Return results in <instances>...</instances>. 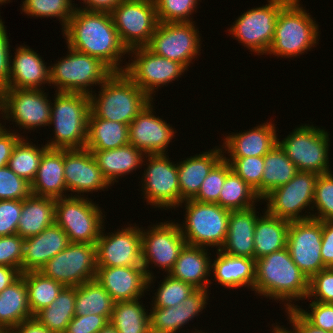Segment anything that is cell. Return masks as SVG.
I'll use <instances>...</instances> for the list:
<instances>
[{
	"instance_id": "obj_17",
	"label": "cell",
	"mask_w": 333,
	"mask_h": 333,
	"mask_svg": "<svg viewBox=\"0 0 333 333\" xmlns=\"http://www.w3.org/2000/svg\"><path fill=\"white\" fill-rule=\"evenodd\" d=\"M148 158V159H147ZM147 165L142 176L144 197L151 206L170 209L181 205L177 163L167 154L145 155Z\"/></svg>"
},
{
	"instance_id": "obj_14",
	"label": "cell",
	"mask_w": 333,
	"mask_h": 333,
	"mask_svg": "<svg viewBox=\"0 0 333 333\" xmlns=\"http://www.w3.org/2000/svg\"><path fill=\"white\" fill-rule=\"evenodd\" d=\"M97 271L96 245L72 243L41 269L44 276L52 278L64 287H77L94 280Z\"/></svg>"
},
{
	"instance_id": "obj_6",
	"label": "cell",
	"mask_w": 333,
	"mask_h": 333,
	"mask_svg": "<svg viewBox=\"0 0 333 333\" xmlns=\"http://www.w3.org/2000/svg\"><path fill=\"white\" fill-rule=\"evenodd\" d=\"M67 48L69 54L49 66L50 86L51 84L57 86L55 92L81 93L90 96L94 92L91 86L98 84L100 87L114 73L101 59L68 46Z\"/></svg>"
},
{
	"instance_id": "obj_36",
	"label": "cell",
	"mask_w": 333,
	"mask_h": 333,
	"mask_svg": "<svg viewBox=\"0 0 333 333\" xmlns=\"http://www.w3.org/2000/svg\"><path fill=\"white\" fill-rule=\"evenodd\" d=\"M32 317L25 280L20 276L0 293V327L9 332Z\"/></svg>"
},
{
	"instance_id": "obj_44",
	"label": "cell",
	"mask_w": 333,
	"mask_h": 333,
	"mask_svg": "<svg viewBox=\"0 0 333 333\" xmlns=\"http://www.w3.org/2000/svg\"><path fill=\"white\" fill-rule=\"evenodd\" d=\"M39 146L29 143L25 138H21L12 151L7 166L19 177L24 178L29 183L34 180L41 157L48 149V146Z\"/></svg>"
},
{
	"instance_id": "obj_48",
	"label": "cell",
	"mask_w": 333,
	"mask_h": 333,
	"mask_svg": "<svg viewBox=\"0 0 333 333\" xmlns=\"http://www.w3.org/2000/svg\"><path fill=\"white\" fill-rule=\"evenodd\" d=\"M198 1L200 2V0H154L158 22H195L189 16L196 11Z\"/></svg>"
},
{
	"instance_id": "obj_45",
	"label": "cell",
	"mask_w": 333,
	"mask_h": 333,
	"mask_svg": "<svg viewBox=\"0 0 333 333\" xmlns=\"http://www.w3.org/2000/svg\"><path fill=\"white\" fill-rule=\"evenodd\" d=\"M72 2L71 0H23L21 10L32 17L59 18L63 30L76 8Z\"/></svg>"
},
{
	"instance_id": "obj_58",
	"label": "cell",
	"mask_w": 333,
	"mask_h": 333,
	"mask_svg": "<svg viewBox=\"0 0 333 333\" xmlns=\"http://www.w3.org/2000/svg\"><path fill=\"white\" fill-rule=\"evenodd\" d=\"M0 124V168L7 166L12 151L17 142L22 138L21 134L6 130L4 125Z\"/></svg>"
},
{
	"instance_id": "obj_63",
	"label": "cell",
	"mask_w": 333,
	"mask_h": 333,
	"mask_svg": "<svg viewBox=\"0 0 333 333\" xmlns=\"http://www.w3.org/2000/svg\"><path fill=\"white\" fill-rule=\"evenodd\" d=\"M21 276V272L12 267L0 266V293Z\"/></svg>"
},
{
	"instance_id": "obj_52",
	"label": "cell",
	"mask_w": 333,
	"mask_h": 333,
	"mask_svg": "<svg viewBox=\"0 0 333 333\" xmlns=\"http://www.w3.org/2000/svg\"><path fill=\"white\" fill-rule=\"evenodd\" d=\"M309 308L306 311L296 305L294 308L309 324L323 329L324 331H333V304L311 301Z\"/></svg>"
},
{
	"instance_id": "obj_56",
	"label": "cell",
	"mask_w": 333,
	"mask_h": 333,
	"mask_svg": "<svg viewBox=\"0 0 333 333\" xmlns=\"http://www.w3.org/2000/svg\"><path fill=\"white\" fill-rule=\"evenodd\" d=\"M108 322L100 315H75L65 333H98Z\"/></svg>"
},
{
	"instance_id": "obj_47",
	"label": "cell",
	"mask_w": 333,
	"mask_h": 333,
	"mask_svg": "<svg viewBox=\"0 0 333 333\" xmlns=\"http://www.w3.org/2000/svg\"><path fill=\"white\" fill-rule=\"evenodd\" d=\"M231 170L240 176L261 198V180L264 171V156L227 157ZM229 158V159H228Z\"/></svg>"
},
{
	"instance_id": "obj_59",
	"label": "cell",
	"mask_w": 333,
	"mask_h": 333,
	"mask_svg": "<svg viewBox=\"0 0 333 333\" xmlns=\"http://www.w3.org/2000/svg\"><path fill=\"white\" fill-rule=\"evenodd\" d=\"M321 256L327 268H333V220L322 221Z\"/></svg>"
},
{
	"instance_id": "obj_37",
	"label": "cell",
	"mask_w": 333,
	"mask_h": 333,
	"mask_svg": "<svg viewBox=\"0 0 333 333\" xmlns=\"http://www.w3.org/2000/svg\"><path fill=\"white\" fill-rule=\"evenodd\" d=\"M129 144L128 125L96 117L91 111L88 118V150H111Z\"/></svg>"
},
{
	"instance_id": "obj_29",
	"label": "cell",
	"mask_w": 333,
	"mask_h": 333,
	"mask_svg": "<svg viewBox=\"0 0 333 333\" xmlns=\"http://www.w3.org/2000/svg\"><path fill=\"white\" fill-rule=\"evenodd\" d=\"M223 148L196 154L177 163L179 188L182 202L193 199L212 168L224 157ZM223 153V154H222Z\"/></svg>"
},
{
	"instance_id": "obj_7",
	"label": "cell",
	"mask_w": 333,
	"mask_h": 333,
	"mask_svg": "<svg viewBox=\"0 0 333 333\" xmlns=\"http://www.w3.org/2000/svg\"><path fill=\"white\" fill-rule=\"evenodd\" d=\"M182 203H185V224H179V227L186 244L204 248L216 246L220 250L226 240L231 211L217 203L193 199Z\"/></svg>"
},
{
	"instance_id": "obj_67",
	"label": "cell",
	"mask_w": 333,
	"mask_h": 333,
	"mask_svg": "<svg viewBox=\"0 0 333 333\" xmlns=\"http://www.w3.org/2000/svg\"><path fill=\"white\" fill-rule=\"evenodd\" d=\"M0 333H8L4 328L0 327Z\"/></svg>"
},
{
	"instance_id": "obj_24",
	"label": "cell",
	"mask_w": 333,
	"mask_h": 333,
	"mask_svg": "<svg viewBox=\"0 0 333 333\" xmlns=\"http://www.w3.org/2000/svg\"><path fill=\"white\" fill-rule=\"evenodd\" d=\"M208 290L196 289L182 303L167 308L152 307L149 313L151 333H177L205 309ZM192 319V320H191Z\"/></svg>"
},
{
	"instance_id": "obj_8",
	"label": "cell",
	"mask_w": 333,
	"mask_h": 333,
	"mask_svg": "<svg viewBox=\"0 0 333 333\" xmlns=\"http://www.w3.org/2000/svg\"><path fill=\"white\" fill-rule=\"evenodd\" d=\"M105 215L91 199L68 195L55 200V223L72 243L96 245L104 226Z\"/></svg>"
},
{
	"instance_id": "obj_38",
	"label": "cell",
	"mask_w": 333,
	"mask_h": 333,
	"mask_svg": "<svg viewBox=\"0 0 333 333\" xmlns=\"http://www.w3.org/2000/svg\"><path fill=\"white\" fill-rule=\"evenodd\" d=\"M297 167L277 143L264 155V171L261 180V200L274 189L288 183L297 173Z\"/></svg>"
},
{
	"instance_id": "obj_19",
	"label": "cell",
	"mask_w": 333,
	"mask_h": 333,
	"mask_svg": "<svg viewBox=\"0 0 333 333\" xmlns=\"http://www.w3.org/2000/svg\"><path fill=\"white\" fill-rule=\"evenodd\" d=\"M322 221L310 218L291 221L287 249L296 266L310 279L327 268L321 256Z\"/></svg>"
},
{
	"instance_id": "obj_57",
	"label": "cell",
	"mask_w": 333,
	"mask_h": 333,
	"mask_svg": "<svg viewBox=\"0 0 333 333\" xmlns=\"http://www.w3.org/2000/svg\"><path fill=\"white\" fill-rule=\"evenodd\" d=\"M1 18V16H0ZM2 19H0V91L4 89L10 78V63L12 55H10V42L9 37L3 24Z\"/></svg>"
},
{
	"instance_id": "obj_23",
	"label": "cell",
	"mask_w": 333,
	"mask_h": 333,
	"mask_svg": "<svg viewBox=\"0 0 333 333\" xmlns=\"http://www.w3.org/2000/svg\"><path fill=\"white\" fill-rule=\"evenodd\" d=\"M95 279L114 302L140 299L148 289V277L143 267H97Z\"/></svg>"
},
{
	"instance_id": "obj_10",
	"label": "cell",
	"mask_w": 333,
	"mask_h": 333,
	"mask_svg": "<svg viewBox=\"0 0 333 333\" xmlns=\"http://www.w3.org/2000/svg\"><path fill=\"white\" fill-rule=\"evenodd\" d=\"M110 14L127 51L146 47L159 23L154 0H122Z\"/></svg>"
},
{
	"instance_id": "obj_22",
	"label": "cell",
	"mask_w": 333,
	"mask_h": 333,
	"mask_svg": "<svg viewBox=\"0 0 333 333\" xmlns=\"http://www.w3.org/2000/svg\"><path fill=\"white\" fill-rule=\"evenodd\" d=\"M151 101L128 125L129 143L144 155L168 154V145L175 136L174 128L155 116Z\"/></svg>"
},
{
	"instance_id": "obj_60",
	"label": "cell",
	"mask_w": 333,
	"mask_h": 333,
	"mask_svg": "<svg viewBox=\"0 0 333 333\" xmlns=\"http://www.w3.org/2000/svg\"><path fill=\"white\" fill-rule=\"evenodd\" d=\"M285 312L288 314L289 322L293 327L290 329L293 333H331L323 329L316 328L309 324L294 308L287 309Z\"/></svg>"
},
{
	"instance_id": "obj_20",
	"label": "cell",
	"mask_w": 333,
	"mask_h": 333,
	"mask_svg": "<svg viewBox=\"0 0 333 333\" xmlns=\"http://www.w3.org/2000/svg\"><path fill=\"white\" fill-rule=\"evenodd\" d=\"M121 228L104 235V227L96 242L97 267L142 266L141 228Z\"/></svg>"
},
{
	"instance_id": "obj_16",
	"label": "cell",
	"mask_w": 333,
	"mask_h": 333,
	"mask_svg": "<svg viewBox=\"0 0 333 333\" xmlns=\"http://www.w3.org/2000/svg\"><path fill=\"white\" fill-rule=\"evenodd\" d=\"M130 53L135 56L126 63L124 73L151 99L155 89L178 80L187 71L179 62L159 56L147 47L130 49Z\"/></svg>"
},
{
	"instance_id": "obj_26",
	"label": "cell",
	"mask_w": 333,
	"mask_h": 333,
	"mask_svg": "<svg viewBox=\"0 0 333 333\" xmlns=\"http://www.w3.org/2000/svg\"><path fill=\"white\" fill-rule=\"evenodd\" d=\"M15 50L10 63L9 83L5 88L41 89L44 84L49 86V67H46L43 57L26 45Z\"/></svg>"
},
{
	"instance_id": "obj_54",
	"label": "cell",
	"mask_w": 333,
	"mask_h": 333,
	"mask_svg": "<svg viewBox=\"0 0 333 333\" xmlns=\"http://www.w3.org/2000/svg\"><path fill=\"white\" fill-rule=\"evenodd\" d=\"M333 304V268L322 269L309 279L307 299Z\"/></svg>"
},
{
	"instance_id": "obj_61",
	"label": "cell",
	"mask_w": 333,
	"mask_h": 333,
	"mask_svg": "<svg viewBox=\"0 0 333 333\" xmlns=\"http://www.w3.org/2000/svg\"><path fill=\"white\" fill-rule=\"evenodd\" d=\"M8 333H53L35 317L27 319L12 328Z\"/></svg>"
},
{
	"instance_id": "obj_55",
	"label": "cell",
	"mask_w": 333,
	"mask_h": 333,
	"mask_svg": "<svg viewBox=\"0 0 333 333\" xmlns=\"http://www.w3.org/2000/svg\"><path fill=\"white\" fill-rule=\"evenodd\" d=\"M22 200H0V237L17 234Z\"/></svg>"
},
{
	"instance_id": "obj_33",
	"label": "cell",
	"mask_w": 333,
	"mask_h": 333,
	"mask_svg": "<svg viewBox=\"0 0 333 333\" xmlns=\"http://www.w3.org/2000/svg\"><path fill=\"white\" fill-rule=\"evenodd\" d=\"M101 172L114 185L116 179L136 171L144 160V154L132 144L111 150H90ZM138 167V168H137Z\"/></svg>"
},
{
	"instance_id": "obj_15",
	"label": "cell",
	"mask_w": 333,
	"mask_h": 333,
	"mask_svg": "<svg viewBox=\"0 0 333 333\" xmlns=\"http://www.w3.org/2000/svg\"><path fill=\"white\" fill-rule=\"evenodd\" d=\"M47 97L41 89L4 88L0 91V115L24 130L49 126L51 100Z\"/></svg>"
},
{
	"instance_id": "obj_62",
	"label": "cell",
	"mask_w": 333,
	"mask_h": 333,
	"mask_svg": "<svg viewBox=\"0 0 333 333\" xmlns=\"http://www.w3.org/2000/svg\"><path fill=\"white\" fill-rule=\"evenodd\" d=\"M122 0H86L82 9L110 13Z\"/></svg>"
},
{
	"instance_id": "obj_1",
	"label": "cell",
	"mask_w": 333,
	"mask_h": 333,
	"mask_svg": "<svg viewBox=\"0 0 333 333\" xmlns=\"http://www.w3.org/2000/svg\"><path fill=\"white\" fill-rule=\"evenodd\" d=\"M81 8H75L62 30L67 46L101 59L114 72H124L126 66H120L121 58L128 51L119 39L111 14Z\"/></svg>"
},
{
	"instance_id": "obj_30",
	"label": "cell",
	"mask_w": 333,
	"mask_h": 333,
	"mask_svg": "<svg viewBox=\"0 0 333 333\" xmlns=\"http://www.w3.org/2000/svg\"><path fill=\"white\" fill-rule=\"evenodd\" d=\"M33 195L62 198L67 197L64 177V149L48 148L42 155L34 180L31 183ZM65 193V194H64Z\"/></svg>"
},
{
	"instance_id": "obj_9",
	"label": "cell",
	"mask_w": 333,
	"mask_h": 333,
	"mask_svg": "<svg viewBox=\"0 0 333 333\" xmlns=\"http://www.w3.org/2000/svg\"><path fill=\"white\" fill-rule=\"evenodd\" d=\"M329 135L318 126L305 124L295 128L283 140L278 139V144L298 171L327 174L332 172L328 157Z\"/></svg>"
},
{
	"instance_id": "obj_28",
	"label": "cell",
	"mask_w": 333,
	"mask_h": 333,
	"mask_svg": "<svg viewBox=\"0 0 333 333\" xmlns=\"http://www.w3.org/2000/svg\"><path fill=\"white\" fill-rule=\"evenodd\" d=\"M255 209L254 206L246 210L231 211L227 236L221 252L230 256L254 259L255 224L259 218V212Z\"/></svg>"
},
{
	"instance_id": "obj_49",
	"label": "cell",
	"mask_w": 333,
	"mask_h": 333,
	"mask_svg": "<svg viewBox=\"0 0 333 333\" xmlns=\"http://www.w3.org/2000/svg\"><path fill=\"white\" fill-rule=\"evenodd\" d=\"M231 171L230 164L223 157L204 179L199 192L193 200L199 202L217 203L219 201V195L226 176Z\"/></svg>"
},
{
	"instance_id": "obj_32",
	"label": "cell",
	"mask_w": 333,
	"mask_h": 333,
	"mask_svg": "<svg viewBox=\"0 0 333 333\" xmlns=\"http://www.w3.org/2000/svg\"><path fill=\"white\" fill-rule=\"evenodd\" d=\"M216 253L218 254L217 258L211 261V272H213L216 282L229 289L247 287L253 291L256 260L230 256L220 250H217Z\"/></svg>"
},
{
	"instance_id": "obj_64",
	"label": "cell",
	"mask_w": 333,
	"mask_h": 333,
	"mask_svg": "<svg viewBox=\"0 0 333 333\" xmlns=\"http://www.w3.org/2000/svg\"><path fill=\"white\" fill-rule=\"evenodd\" d=\"M98 333H118V331L110 322H108Z\"/></svg>"
},
{
	"instance_id": "obj_21",
	"label": "cell",
	"mask_w": 333,
	"mask_h": 333,
	"mask_svg": "<svg viewBox=\"0 0 333 333\" xmlns=\"http://www.w3.org/2000/svg\"><path fill=\"white\" fill-rule=\"evenodd\" d=\"M64 177L67 191L77 193H71V196L81 197L84 193L104 191L112 186L101 172L92 152L86 148L64 149Z\"/></svg>"
},
{
	"instance_id": "obj_2",
	"label": "cell",
	"mask_w": 333,
	"mask_h": 333,
	"mask_svg": "<svg viewBox=\"0 0 333 333\" xmlns=\"http://www.w3.org/2000/svg\"><path fill=\"white\" fill-rule=\"evenodd\" d=\"M253 291L258 296L284 302L285 310L293 309L296 300H306L309 279L293 262L286 247L256 260ZM291 300H295L293 304Z\"/></svg>"
},
{
	"instance_id": "obj_5",
	"label": "cell",
	"mask_w": 333,
	"mask_h": 333,
	"mask_svg": "<svg viewBox=\"0 0 333 333\" xmlns=\"http://www.w3.org/2000/svg\"><path fill=\"white\" fill-rule=\"evenodd\" d=\"M300 1L290 0L280 10L267 55L297 57L318 43V25L312 15L300 5Z\"/></svg>"
},
{
	"instance_id": "obj_12",
	"label": "cell",
	"mask_w": 333,
	"mask_h": 333,
	"mask_svg": "<svg viewBox=\"0 0 333 333\" xmlns=\"http://www.w3.org/2000/svg\"><path fill=\"white\" fill-rule=\"evenodd\" d=\"M318 176L314 172L299 171L288 183L274 189L262 200H267L265 210L289 222L312 218L310 212L308 215L300 212L306 208L312 210Z\"/></svg>"
},
{
	"instance_id": "obj_65",
	"label": "cell",
	"mask_w": 333,
	"mask_h": 333,
	"mask_svg": "<svg viewBox=\"0 0 333 333\" xmlns=\"http://www.w3.org/2000/svg\"><path fill=\"white\" fill-rule=\"evenodd\" d=\"M272 333H293L291 330H286L288 328H284V326L274 325Z\"/></svg>"
},
{
	"instance_id": "obj_13",
	"label": "cell",
	"mask_w": 333,
	"mask_h": 333,
	"mask_svg": "<svg viewBox=\"0 0 333 333\" xmlns=\"http://www.w3.org/2000/svg\"><path fill=\"white\" fill-rule=\"evenodd\" d=\"M290 0H268V4L249 9L229 29L235 39L258 55L268 53L273 41L277 16Z\"/></svg>"
},
{
	"instance_id": "obj_43",
	"label": "cell",
	"mask_w": 333,
	"mask_h": 333,
	"mask_svg": "<svg viewBox=\"0 0 333 333\" xmlns=\"http://www.w3.org/2000/svg\"><path fill=\"white\" fill-rule=\"evenodd\" d=\"M260 200L255 190L231 171L226 176L217 204L230 211H237L252 208Z\"/></svg>"
},
{
	"instance_id": "obj_46",
	"label": "cell",
	"mask_w": 333,
	"mask_h": 333,
	"mask_svg": "<svg viewBox=\"0 0 333 333\" xmlns=\"http://www.w3.org/2000/svg\"><path fill=\"white\" fill-rule=\"evenodd\" d=\"M196 290L191 284L172 278L169 274L159 284L151 307L167 308L182 303L191 293ZM154 301V302H153Z\"/></svg>"
},
{
	"instance_id": "obj_27",
	"label": "cell",
	"mask_w": 333,
	"mask_h": 333,
	"mask_svg": "<svg viewBox=\"0 0 333 333\" xmlns=\"http://www.w3.org/2000/svg\"><path fill=\"white\" fill-rule=\"evenodd\" d=\"M275 125L264 122L249 131L228 134L221 147L230 157L264 156L278 143Z\"/></svg>"
},
{
	"instance_id": "obj_53",
	"label": "cell",
	"mask_w": 333,
	"mask_h": 333,
	"mask_svg": "<svg viewBox=\"0 0 333 333\" xmlns=\"http://www.w3.org/2000/svg\"><path fill=\"white\" fill-rule=\"evenodd\" d=\"M24 238L18 234L0 237V266L18 269L22 273Z\"/></svg>"
},
{
	"instance_id": "obj_40",
	"label": "cell",
	"mask_w": 333,
	"mask_h": 333,
	"mask_svg": "<svg viewBox=\"0 0 333 333\" xmlns=\"http://www.w3.org/2000/svg\"><path fill=\"white\" fill-rule=\"evenodd\" d=\"M114 303L96 279L76 287L75 315H100L110 321Z\"/></svg>"
},
{
	"instance_id": "obj_41",
	"label": "cell",
	"mask_w": 333,
	"mask_h": 333,
	"mask_svg": "<svg viewBox=\"0 0 333 333\" xmlns=\"http://www.w3.org/2000/svg\"><path fill=\"white\" fill-rule=\"evenodd\" d=\"M139 300L114 303L109 322L118 333H151L149 312Z\"/></svg>"
},
{
	"instance_id": "obj_25",
	"label": "cell",
	"mask_w": 333,
	"mask_h": 333,
	"mask_svg": "<svg viewBox=\"0 0 333 333\" xmlns=\"http://www.w3.org/2000/svg\"><path fill=\"white\" fill-rule=\"evenodd\" d=\"M69 243L66 232L56 223L48 226L38 235L25 238L22 273L40 271L51 258L63 251Z\"/></svg>"
},
{
	"instance_id": "obj_34",
	"label": "cell",
	"mask_w": 333,
	"mask_h": 333,
	"mask_svg": "<svg viewBox=\"0 0 333 333\" xmlns=\"http://www.w3.org/2000/svg\"><path fill=\"white\" fill-rule=\"evenodd\" d=\"M55 200L31 194L22 200L21 216L17 234L21 238L38 235L48 226L55 223Z\"/></svg>"
},
{
	"instance_id": "obj_18",
	"label": "cell",
	"mask_w": 333,
	"mask_h": 333,
	"mask_svg": "<svg viewBox=\"0 0 333 333\" xmlns=\"http://www.w3.org/2000/svg\"><path fill=\"white\" fill-rule=\"evenodd\" d=\"M193 23L159 22L146 47L159 56L179 62L188 70L201 49V36Z\"/></svg>"
},
{
	"instance_id": "obj_11",
	"label": "cell",
	"mask_w": 333,
	"mask_h": 333,
	"mask_svg": "<svg viewBox=\"0 0 333 333\" xmlns=\"http://www.w3.org/2000/svg\"><path fill=\"white\" fill-rule=\"evenodd\" d=\"M175 223L172 220L170 222H159V224H154L152 227L150 225L148 230L141 227L142 266L148 277L149 289L156 277L150 271L149 265L154 264L160 267L159 270L164 269V272H167L165 274H169L181 249L186 244L179 223Z\"/></svg>"
},
{
	"instance_id": "obj_3",
	"label": "cell",
	"mask_w": 333,
	"mask_h": 333,
	"mask_svg": "<svg viewBox=\"0 0 333 333\" xmlns=\"http://www.w3.org/2000/svg\"><path fill=\"white\" fill-rule=\"evenodd\" d=\"M100 86L99 95L89 96L90 111L100 119L129 125L153 100L124 72H114Z\"/></svg>"
},
{
	"instance_id": "obj_66",
	"label": "cell",
	"mask_w": 333,
	"mask_h": 333,
	"mask_svg": "<svg viewBox=\"0 0 333 333\" xmlns=\"http://www.w3.org/2000/svg\"><path fill=\"white\" fill-rule=\"evenodd\" d=\"M6 2H7V3L10 2V0H0V4H1V5H3V4L6 3Z\"/></svg>"
},
{
	"instance_id": "obj_4",
	"label": "cell",
	"mask_w": 333,
	"mask_h": 333,
	"mask_svg": "<svg viewBox=\"0 0 333 333\" xmlns=\"http://www.w3.org/2000/svg\"><path fill=\"white\" fill-rule=\"evenodd\" d=\"M51 102V121L54 125L53 139L48 140L50 149L85 148L88 135L90 97L81 93L55 92Z\"/></svg>"
},
{
	"instance_id": "obj_51",
	"label": "cell",
	"mask_w": 333,
	"mask_h": 333,
	"mask_svg": "<svg viewBox=\"0 0 333 333\" xmlns=\"http://www.w3.org/2000/svg\"><path fill=\"white\" fill-rule=\"evenodd\" d=\"M31 194V183L8 166L0 168V200H24Z\"/></svg>"
},
{
	"instance_id": "obj_39",
	"label": "cell",
	"mask_w": 333,
	"mask_h": 333,
	"mask_svg": "<svg viewBox=\"0 0 333 333\" xmlns=\"http://www.w3.org/2000/svg\"><path fill=\"white\" fill-rule=\"evenodd\" d=\"M76 287H64L57 298L34 317L53 333H65L75 316Z\"/></svg>"
},
{
	"instance_id": "obj_35",
	"label": "cell",
	"mask_w": 333,
	"mask_h": 333,
	"mask_svg": "<svg viewBox=\"0 0 333 333\" xmlns=\"http://www.w3.org/2000/svg\"><path fill=\"white\" fill-rule=\"evenodd\" d=\"M257 219L254 233V259L287 247L290 222L270 215L266 210Z\"/></svg>"
},
{
	"instance_id": "obj_42",
	"label": "cell",
	"mask_w": 333,
	"mask_h": 333,
	"mask_svg": "<svg viewBox=\"0 0 333 333\" xmlns=\"http://www.w3.org/2000/svg\"><path fill=\"white\" fill-rule=\"evenodd\" d=\"M21 276L25 280L28 305L33 316L49 306L64 288L61 283L44 276L39 271L23 272Z\"/></svg>"
},
{
	"instance_id": "obj_68",
	"label": "cell",
	"mask_w": 333,
	"mask_h": 333,
	"mask_svg": "<svg viewBox=\"0 0 333 333\" xmlns=\"http://www.w3.org/2000/svg\"><path fill=\"white\" fill-rule=\"evenodd\" d=\"M197 333H206V332H203V331H201V330H197Z\"/></svg>"
},
{
	"instance_id": "obj_50",
	"label": "cell",
	"mask_w": 333,
	"mask_h": 333,
	"mask_svg": "<svg viewBox=\"0 0 333 333\" xmlns=\"http://www.w3.org/2000/svg\"><path fill=\"white\" fill-rule=\"evenodd\" d=\"M313 209L318 212L312 218L326 221L333 220V173L320 174L315 185ZM317 214V215H316Z\"/></svg>"
},
{
	"instance_id": "obj_31",
	"label": "cell",
	"mask_w": 333,
	"mask_h": 333,
	"mask_svg": "<svg viewBox=\"0 0 333 333\" xmlns=\"http://www.w3.org/2000/svg\"><path fill=\"white\" fill-rule=\"evenodd\" d=\"M208 248L185 244L169 275L177 280L191 284L196 289L208 290L207 279L211 274V261Z\"/></svg>"
}]
</instances>
